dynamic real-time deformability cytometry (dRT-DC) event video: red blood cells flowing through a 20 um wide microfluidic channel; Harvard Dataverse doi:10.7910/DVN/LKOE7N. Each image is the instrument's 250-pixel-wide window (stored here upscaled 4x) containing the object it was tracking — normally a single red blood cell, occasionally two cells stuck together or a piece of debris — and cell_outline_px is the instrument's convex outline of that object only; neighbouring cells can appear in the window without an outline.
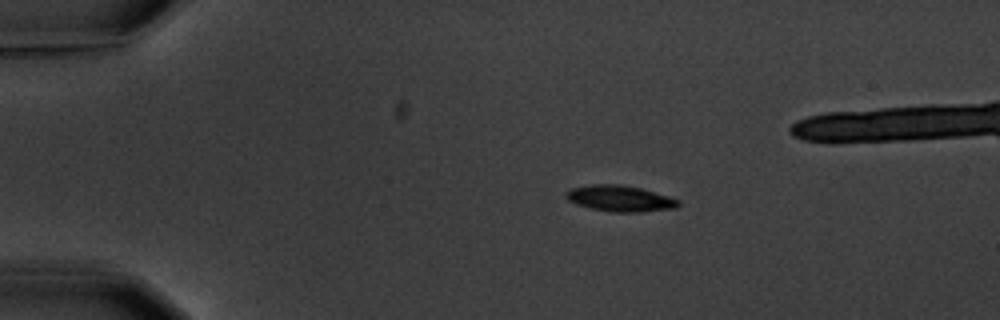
{"species": "common noctule bat (a hibernating species)", "species_latin": "Nyctalus noctula", "temperature_condition": "warm", "stored_images_in_passage": 6, "camera_frame_rate_fps": 3000, "um_per_image_px": 0.085, "animal": {"sex": "male", "body_mass_g": 20.1, "forearm_length_mm": 53.5}, "frame": {"image": 1, "passage_image": 2, "time_ms": 2.0, "image_size_px": [1000, 320], "cell_outline_px": [[680, 204], [676, 208], [640, 212], [612, 212], [592, 208], [576, 204], [568, 200], [564, 196], [564, 192], [568, 188], [592, 184], [620, 184], [640, 188], [668, 196], [680, 200]], "centroid_in_image_um": [52.66, 16.86], "position_along_channel_um": 32.3, "area_um2": 17.17}}
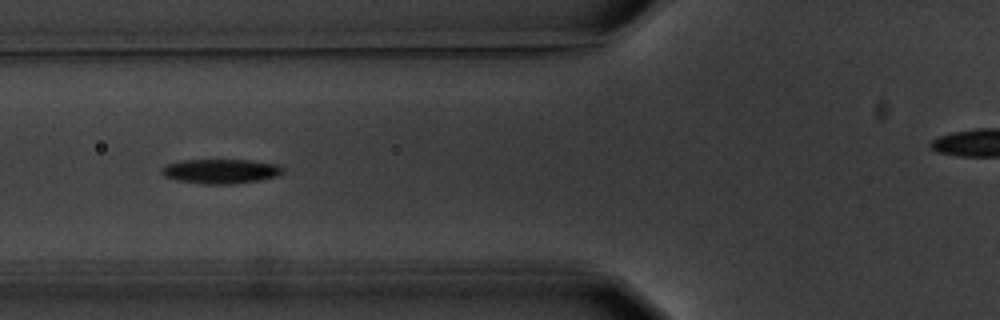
{"frame": {"image": 2, "passage_image": 5, "time_ms": 5.667, "image_size_px": [1000, 320], "cell_outline_px": [[284, 172], [276, 176], [260, 180], [232, 184], [200, 184], [176, 180], [164, 176], [160, 172], [168, 164], [180, 160], [252, 160], [280, 164], [284, 168]], "centroid_in_image_um": [18.8, 14.55], "position_along_channel_um": 107.0, "area_um2": 17.46}}